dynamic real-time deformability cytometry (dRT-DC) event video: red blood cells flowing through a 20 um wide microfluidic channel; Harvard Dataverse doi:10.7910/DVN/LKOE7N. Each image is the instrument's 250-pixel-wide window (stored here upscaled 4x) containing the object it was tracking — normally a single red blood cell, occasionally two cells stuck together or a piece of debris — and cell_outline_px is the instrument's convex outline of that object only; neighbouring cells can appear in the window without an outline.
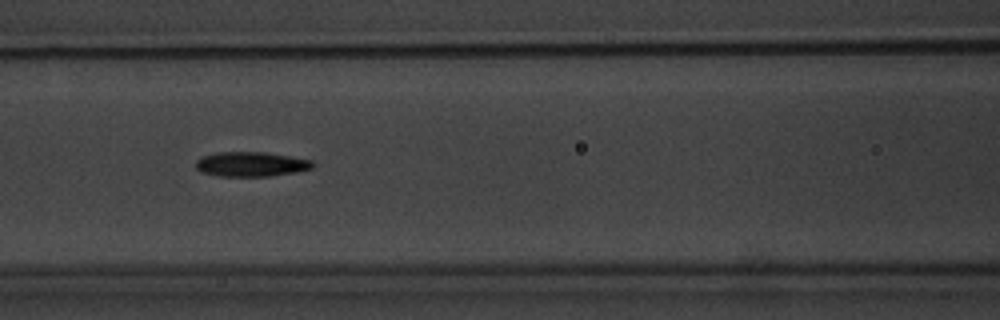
{"species": "common noctule bat (a hibernating species)", "species_latin": "Nyctalus noctula", "temperature_condition": "warm", "stored_images_in_passage": 8, "camera_frame_rate_fps": 3000, "um_per_image_px": 0.085, "animal": {"sex": "male", "body_mass_g": 20.1, "forearm_length_mm": 53.5}, "frame": {"image": 1, "passage_image": 7, "time_ms": 7.0, "image_size_px": [1000, 320], "cell_outline_px": [[316, 164], [312, 168], [296, 172], [268, 176], [220, 176], [200, 172], [196, 168], [196, 160], [200, 156], [216, 152], [264, 152], [312, 160]], "centroid_in_image_um": [21.31, 13.95], "position_along_channel_um": 145.3, "area_um2": 16.88}}